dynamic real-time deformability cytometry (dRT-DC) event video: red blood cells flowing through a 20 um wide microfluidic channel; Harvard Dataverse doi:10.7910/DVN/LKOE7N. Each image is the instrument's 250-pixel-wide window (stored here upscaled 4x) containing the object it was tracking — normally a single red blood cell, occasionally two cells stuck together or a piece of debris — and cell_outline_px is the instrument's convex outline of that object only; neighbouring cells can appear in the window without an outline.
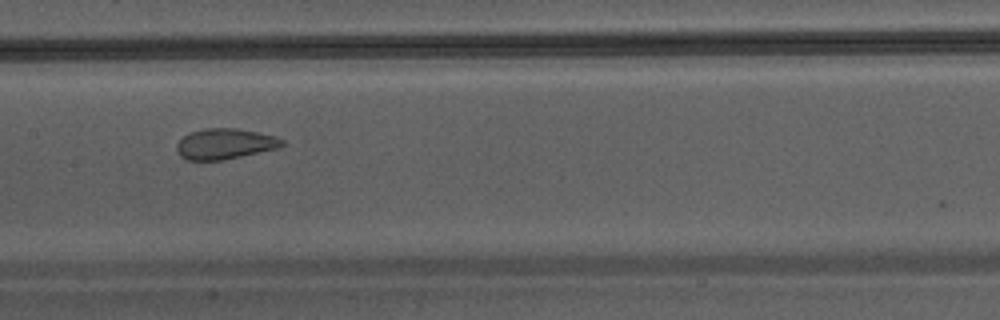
{"species": "Egyptian fruit bat (a non-hibernating species)", "species_latin": "Rousettus aegyptiacus", "temperature_condition": "warm", "stored_images_in_passage": 18, "camera_frame_rate_fps": 3000, "um_per_image_px": 0.085, "animal": {"sex": "male"}, "frame": {"image": 1, "passage_image": 15, "time_ms": 4.667, "image_size_px": [1000, 320], "cell_outline_px": [[284, 144], [280, 148], [224, 160], [188, 160], [180, 156], [176, 148], [176, 144], [184, 136], [192, 132], [208, 128], [236, 128], [276, 136], [284, 140]], "centroid_in_image_um": [19.15, 12.24], "position_along_channel_um": 188.3, "area_um2": 18.79}}
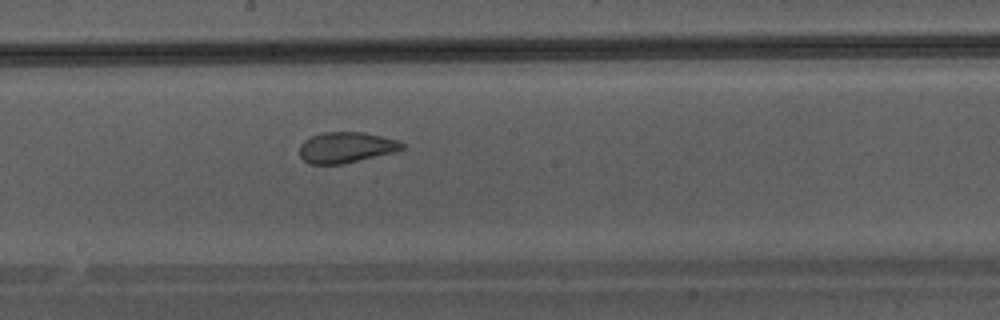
{"frame": {"image": 2, "passage_image": 17, "time_ms": 5.333, "image_size_px": [1000, 320], "cell_outline_px": [[404, 148], [396, 152], [340, 164], [308, 164], [300, 156], [300, 144], [304, 140], [312, 136], [324, 132], [364, 132], [400, 140], [404, 144]], "centroid_in_image_um": [29.44, 12.52], "position_along_channel_um": 218.8, "area_um2": 18.44}}